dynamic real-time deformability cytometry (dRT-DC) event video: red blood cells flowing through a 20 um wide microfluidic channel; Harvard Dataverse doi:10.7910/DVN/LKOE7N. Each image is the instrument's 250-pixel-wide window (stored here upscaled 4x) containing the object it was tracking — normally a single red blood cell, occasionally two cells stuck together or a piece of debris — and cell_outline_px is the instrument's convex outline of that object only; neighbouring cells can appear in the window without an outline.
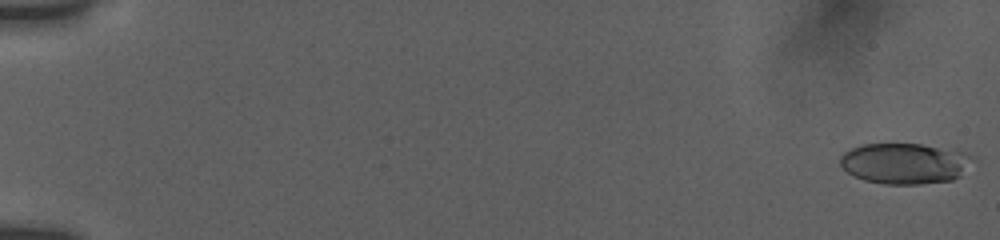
{"species": "human", "species_latin": "Homo sapiens", "temperature_condition": "room temperature", "stored_images_in_passage": 47, "camera_frame_rate_fps": 3000, "um_per_image_px": 0.085, "donor": {"sex": "female"}, "frame": {"image": 1, "passage_image": 1, "time_ms": 0.0, "image_size_px": [1000, 240], "cell_outline_px": [[976, 160], [960, 176], [952, 180], [920, 184], [884, 184], [864, 180], [848, 172], [840, 164], [840, 156], [844, 152], [852, 148], [864, 144], [920, 144], [964, 152], [976, 156]], "centroid_in_image_um": [76.95, 13.89], "position_along_channel_um": 8.0, "area_um2": 31.56}}
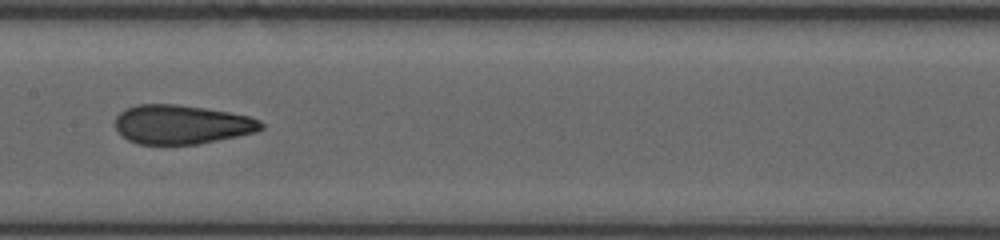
{"frame": {"image": 2, "passage_image": 28, "time_ms": 9.667, "image_size_px": [1000, 240], "cell_outline_px": [[264, 128], [256, 132], [196, 144], [136, 144], [128, 140], [116, 132], [116, 116], [120, 112], [136, 104], [176, 104], [204, 108], [228, 112], [248, 116], [260, 120], [264, 124]], "centroid_in_image_um": [15.41, 10.58], "position_along_channel_um": 192.0, "area_um2": 33.18}}
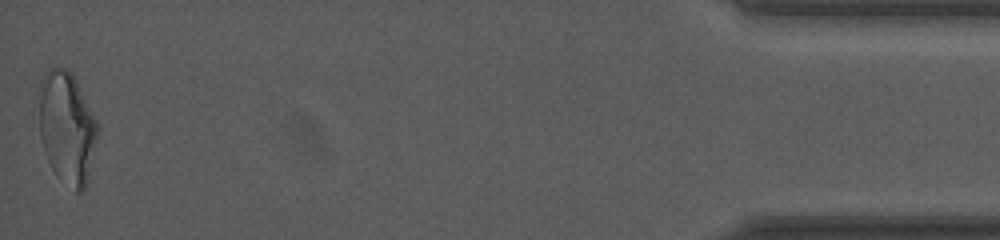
{"frame": {"image": 3, "passage_image": 47, "time_ms": 18.0, "image_size_px": [1000, 240], "cell_outline_px": [[100, 128], [88, 180], [84, 188], [80, 192], [76, 192], [56, 176], [48, 160], [40, 136], [40, 80], [44, 72], [48, 68], [64, 68], [72, 72]], "centroid_in_image_um": [5.71, 10.85], "position_along_channel_um": 429.5, "area_um2": 38.21}, "authors_computed_cell_mechanics": {"area_um2": 33.0038, "velocity_mm_per_s": 3.8343, "shape_relaxation_time_tau1_ms": null, "shape_relaxation_time_tau2_ms": 1.4618, "deformation_change_tau1": null, "deformation_change_tau2": 0.0877}}